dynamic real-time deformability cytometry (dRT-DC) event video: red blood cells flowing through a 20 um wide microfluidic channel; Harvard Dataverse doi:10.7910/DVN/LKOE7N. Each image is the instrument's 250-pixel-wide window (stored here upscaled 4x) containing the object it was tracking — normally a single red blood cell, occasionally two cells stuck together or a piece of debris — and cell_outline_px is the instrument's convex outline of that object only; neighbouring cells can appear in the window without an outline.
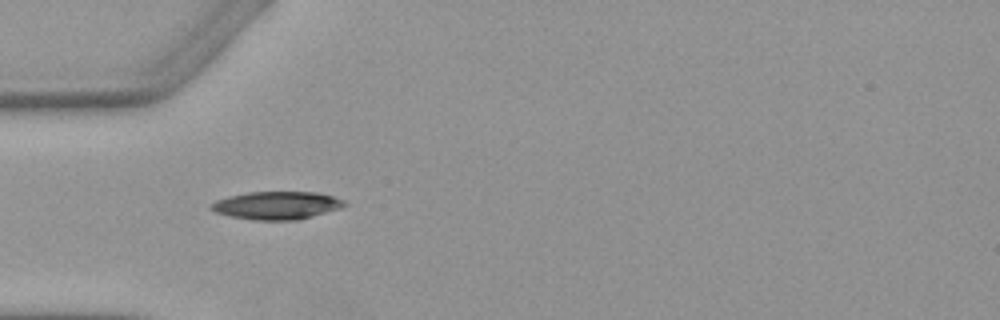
{"species": "Egyptian fruit bat (a non-hibernating species)", "species_latin": "Rousettus aegyptiacus", "temperature_condition": "warm", "stored_images_in_passage": 4, "camera_frame_rate_fps": 3000, "um_per_image_px": 0.085, "animal": {"sex": "female"}, "frame": {"image": 1, "passage_image": 3, "time_ms": 2.333, "image_size_px": [1000, 320], "cell_outline_px": [[348, 204], [340, 208], [312, 216], [296, 220], [252, 220], [232, 216], [216, 212], [208, 208], [208, 204], [216, 200], [228, 196], [248, 192], [316, 192], [332, 196], [344, 200]], "centroid_in_image_um": [23.49, 17.45], "position_along_channel_um": 61.5, "area_um2": 21.68}}